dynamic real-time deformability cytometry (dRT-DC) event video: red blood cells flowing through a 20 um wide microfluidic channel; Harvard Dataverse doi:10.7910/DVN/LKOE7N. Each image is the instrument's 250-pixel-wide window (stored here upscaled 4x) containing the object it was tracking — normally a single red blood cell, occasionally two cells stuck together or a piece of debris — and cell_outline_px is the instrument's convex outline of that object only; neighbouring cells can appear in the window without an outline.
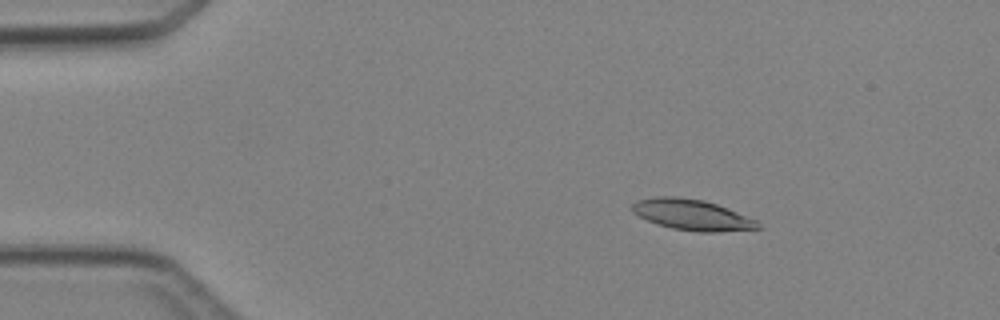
{"species": "Egyptian fruit bat (a non-hibernating species)", "species_latin": "Rousettus aegyptiacus", "temperature_condition": "cold", "stored_images_in_passage": 5, "segment_of_instrument_passage": [1, 2], "camera_frame_rate_fps": 3000, "um_per_image_px": 0.085, "animal": {"sex": "female"}, "frame": {"image": 1, "passage_image": 3, "time_ms": 2.333, "image_size_px": [1000, 320], "cell_outline_px": [[764, 228], [720, 232], [696, 232], [672, 228], [656, 224], [632, 212], [632, 204], [636, 200], [656, 196], [676, 196], [704, 200], [716, 204], [756, 220]], "centroid_in_image_um": [58.82, 18.26], "position_along_channel_um": 26.2, "area_um2": 22.6}}